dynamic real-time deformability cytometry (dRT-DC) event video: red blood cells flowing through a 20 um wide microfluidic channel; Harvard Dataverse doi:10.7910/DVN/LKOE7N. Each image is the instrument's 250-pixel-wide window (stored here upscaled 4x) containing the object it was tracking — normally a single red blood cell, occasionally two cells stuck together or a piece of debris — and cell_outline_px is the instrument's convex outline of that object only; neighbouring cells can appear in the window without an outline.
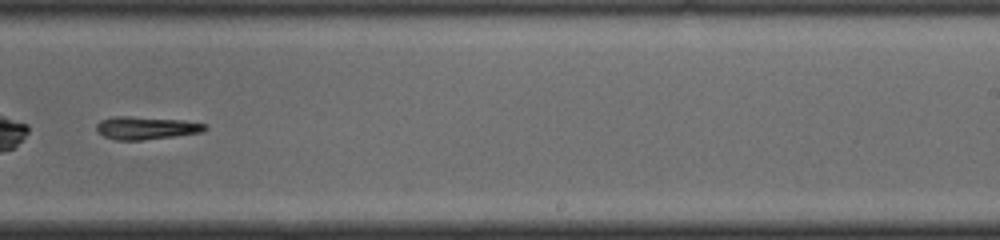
{"species": "common noctule bat (a hibernating species)", "species_latin": "Nyctalus noctula", "temperature_condition": "cold", "stored_images_in_passage": 41, "camera_frame_rate_fps": 3000, "um_per_image_px": 0.085, "animal": {"sex": "male", "body_mass_g": 19.0, "forearm_length_mm": 50.8}, "frame": {"image": 1, "passage_image": 23, "time_ms": 7.333, "image_size_px": [1000, 240], "cell_outline_px": [[208, 128], [204, 132], [176, 136], [140, 140], [116, 140], [104, 136], [96, 132], [96, 124], [100, 120], [116, 116], [128, 116], [184, 120], [204, 124]], "centroid_in_image_um": [12.41, 10.87], "position_along_channel_um": 276.6, "area_um2": 14.51}}
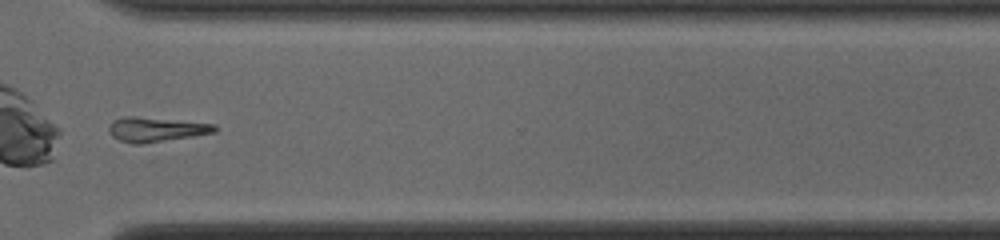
{"frame": {"image": 2, "passage_image": 29, "time_ms": 9.333, "image_size_px": [1000, 240], "cell_outline_px": [[216, 132], [144, 144], [132, 144], [120, 140], [112, 136], [108, 128], [112, 120], [124, 116], [136, 116], [216, 124]], "centroid_in_image_um": [13.23, 11.0], "position_along_channel_um": 357.4, "area_um2": 15.14}, "authors_computed_cell_mechanics": {"area_um2": 15.3748, "velocity_mm_per_s": 3.9936, "shape_relaxation_time_tau1_ms": 1.6871, "shape_relaxation_time_tau2_ms": 6.012, "deformation_change_tau1": 0.1533, "deformation_change_tau2": 0.2055}}